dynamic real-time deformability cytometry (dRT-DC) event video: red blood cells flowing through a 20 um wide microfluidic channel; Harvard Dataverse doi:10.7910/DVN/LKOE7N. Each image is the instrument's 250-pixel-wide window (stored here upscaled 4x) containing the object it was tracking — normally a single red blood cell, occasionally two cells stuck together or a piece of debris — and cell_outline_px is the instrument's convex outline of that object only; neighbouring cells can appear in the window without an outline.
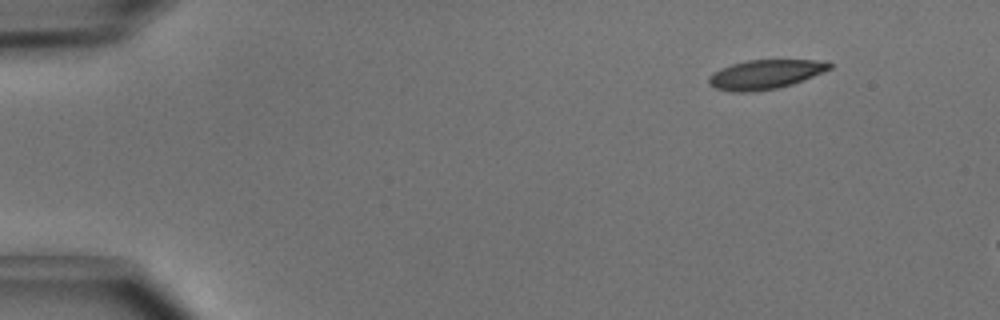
{"species": "common noctule bat (a hibernating species)", "species_latin": "Nyctalus noctula", "temperature_condition": "cold", "stored_images_in_passage": 9, "camera_frame_rate_fps": 3000, "um_per_image_px": 0.085, "animal": {"sex": "male", "body_mass_g": 15.6}, "frame": {"image": 1, "passage_image": 1, "time_ms": 0.0, "image_size_px": [1000, 320], "cell_outline_px": [[832, 68], [792, 84], [776, 88], [752, 92], [728, 92], [716, 88], [708, 84], [708, 76], [712, 72], [720, 68], [732, 64], [748, 60], [828, 60], [832, 64]], "centroid_in_image_um": [65.01, 6.32], "position_along_channel_um": 20.0, "area_um2": 20.69}}